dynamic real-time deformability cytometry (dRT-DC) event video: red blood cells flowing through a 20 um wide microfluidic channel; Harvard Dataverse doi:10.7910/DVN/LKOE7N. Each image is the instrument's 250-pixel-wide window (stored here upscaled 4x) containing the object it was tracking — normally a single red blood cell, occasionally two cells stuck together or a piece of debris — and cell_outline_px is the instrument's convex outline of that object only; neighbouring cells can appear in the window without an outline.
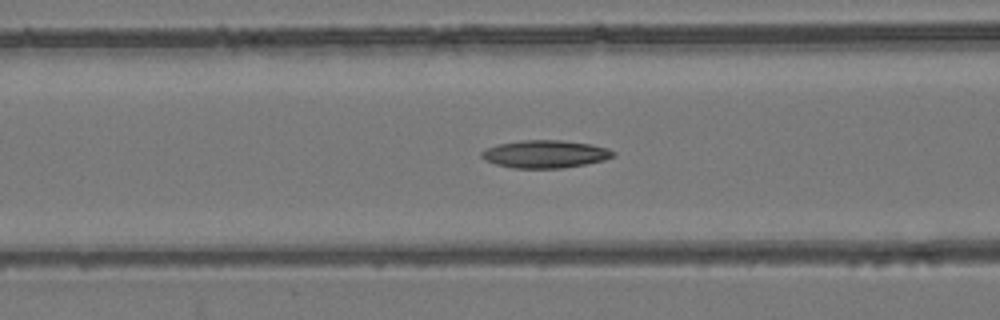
{"species": "common noctule bat (a hibernating species)", "species_latin": "Nyctalus noctula", "temperature_condition": "room temperature", "stored_images_in_passage": 49, "camera_frame_rate_fps": 3000, "um_per_image_px": 0.085, "animal": {"sex": "female", "body_mass_g": 24.6, "forearm_length_mm": 56.2}, "frame": {"image": 1, "passage_image": 18, "time_ms": 5.667, "image_size_px": [1000, 320], "cell_outline_px": [[616, 156], [604, 160], [564, 168], [512, 168], [496, 164], [484, 160], [480, 156], [480, 152], [488, 148], [500, 144], [524, 140], [560, 140], [588, 144], [608, 148], [616, 152]], "centroid_in_image_um": [46.35, 13.1], "position_along_channel_um": 120.3, "area_um2": 21.15}}
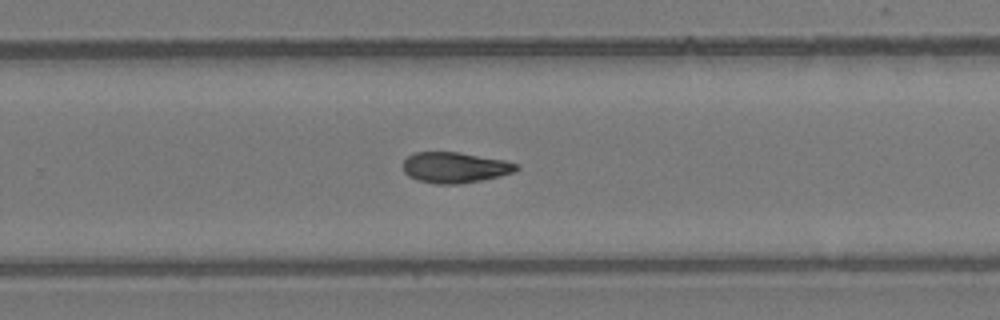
{"frame": {"image": 2, "passage_image": 31, "time_ms": 10.0, "image_size_px": [1000, 320], "cell_outline_px": [[520, 168], [516, 172], [500, 176], [480, 180], [456, 184], [436, 184], [416, 180], [408, 176], [404, 172], [404, 160], [412, 152], [460, 152], [504, 160], [520, 164]], "centroid_in_image_um": [38.69, 14.23], "position_along_channel_um": 291.1, "area_um2": 20.46}}
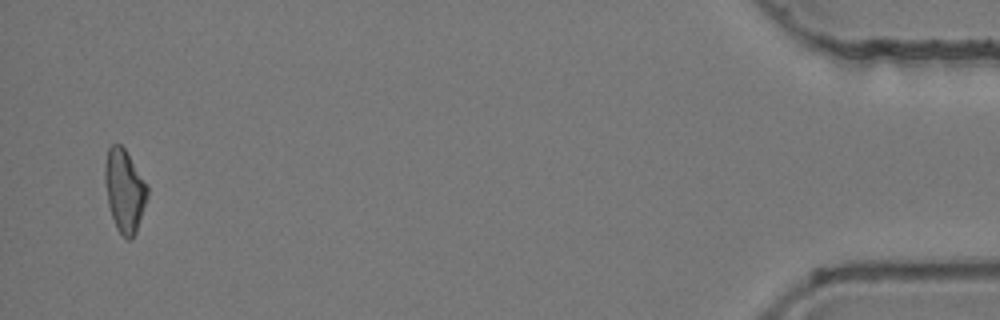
{"frame": {"image": 3, "passage_image": 48, "time_ms": 15.667, "image_size_px": [1000, 320], "cell_outline_px": [[148, 196], [136, 232], [128, 240], [116, 228], [108, 204], [104, 180], [104, 164], [108, 148], [112, 144], [120, 144], [124, 148], [148, 188]], "centroid_in_image_um": [10.55, 16.19], "position_along_channel_um": 424.6, "area_um2": 20.11}, "authors_computed_cell_mechanics": {"area_um2": 20.519, "velocity_mm_per_s": 3.9514, "shape_relaxation_time_tau1_ms": null, "shape_relaxation_time_tau2_ms": 7.3287, "deformation_change_tau1": null, "deformation_change_tau2": 0.1658}}